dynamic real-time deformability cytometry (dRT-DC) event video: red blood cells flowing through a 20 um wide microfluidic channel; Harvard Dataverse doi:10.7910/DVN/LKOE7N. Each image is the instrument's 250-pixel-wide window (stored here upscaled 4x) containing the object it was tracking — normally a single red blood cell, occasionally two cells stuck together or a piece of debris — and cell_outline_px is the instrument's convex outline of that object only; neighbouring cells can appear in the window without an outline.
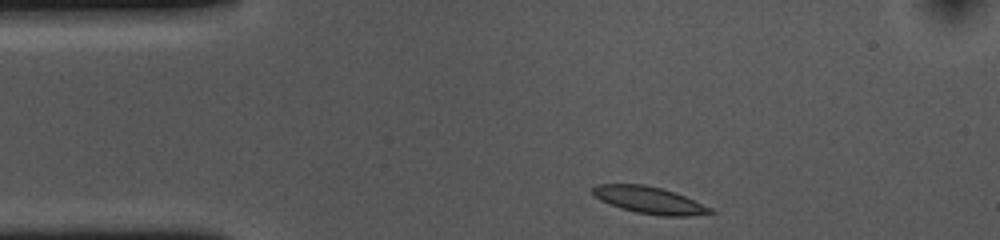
{"species": "common noctule bat (a hibernating species)", "species_latin": "Nyctalus noctula", "temperature_condition": "cold", "stored_images_in_passage": 35, "camera_frame_rate_fps": 3000, "um_per_image_px": 0.085, "animal": {"sex": "female", "body_mass_g": 10.0, "forearm_length_mm": 53.1}, "frame": {"image": 1, "passage_image": 1, "time_ms": 0.0, "image_size_px": [1000, 240], "cell_outline_px": [[716, 212], [688, 216], [660, 216], [636, 212], [620, 208], [600, 200], [592, 192], [592, 188], [596, 184], [644, 184], [660, 188], [684, 196], [712, 208]], "centroid_in_image_um": [55.18, 17.02], "position_along_channel_um": 29.8, "area_um2": 18.26}}
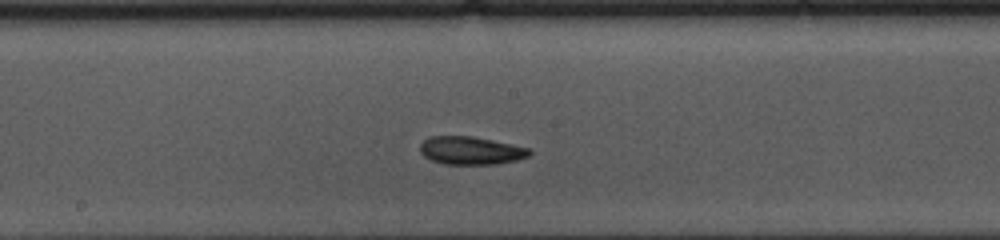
{"frame": {"image": 2, "passage_image": 19, "time_ms": 6.0, "image_size_px": [1000, 240], "cell_outline_px": [[532, 152], [528, 156], [516, 160], [496, 164], [444, 164], [432, 160], [424, 156], [420, 152], [420, 144], [428, 136], [472, 136], [532, 148]], "centroid_in_image_um": [40.03, 12.79], "position_along_channel_um": 208.2, "area_um2": 17.92}}
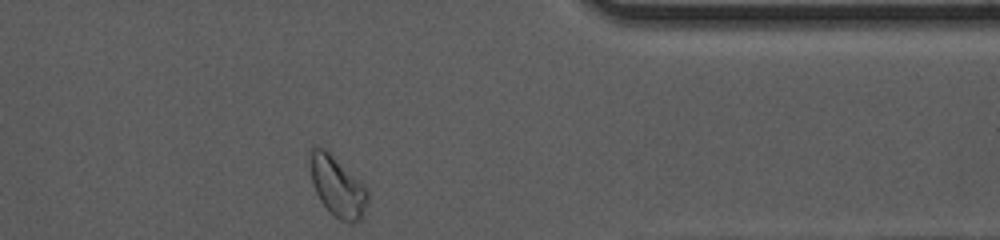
{"frame": {"image": 3, "passage_image": 35, "time_ms": 11.333, "image_size_px": [1000, 240], "cell_outline_px": [[368, 200], [360, 220], [352, 224], [348, 224], [340, 220], [328, 212], [320, 200], [312, 184], [308, 156], [308, 152], [312, 144], [316, 144], [324, 148], [360, 180], [368, 192]], "centroid_in_image_um": [28.63, 15.83], "position_along_channel_um": 382.8, "area_um2": 20.63}, "authors_computed_cell_mechanics": {"area_um2": 17.6868, "velocity_mm_per_s": 3.6088, "shape_relaxation_time_tau1_ms": 5.7425, "shape_relaxation_time_tau2_ms": null, "deformation_change_tau1": 0.1251, "deformation_change_tau2": null}}